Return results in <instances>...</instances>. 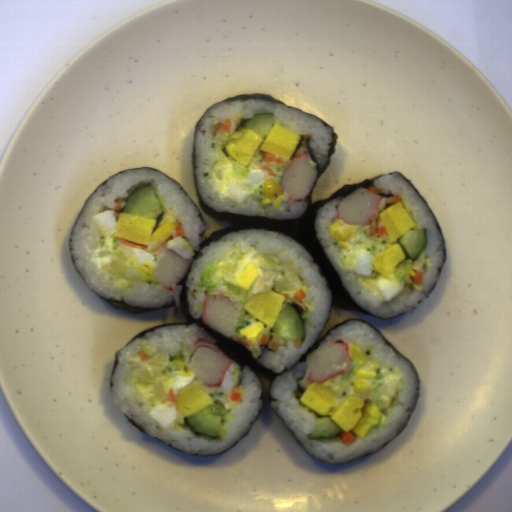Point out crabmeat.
I'll return each instance as SVG.
<instances>
[{
    "label": "crabmeat",
    "mask_w": 512,
    "mask_h": 512,
    "mask_svg": "<svg viewBox=\"0 0 512 512\" xmlns=\"http://www.w3.org/2000/svg\"><path fill=\"white\" fill-rule=\"evenodd\" d=\"M243 306L240 301H232L220 290L217 294L206 293L201 321L215 332H221L231 339L236 334Z\"/></svg>",
    "instance_id": "obj_3"
},
{
    "label": "crabmeat",
    "mask_w": 512,
    "mask_h": 512,
    "mask_svg": "<svg viewBox=\"0 0 512 512\" xmlns=\"http://www.w3.org/2000/svg\"><path fill=\"white\" fill-rule=\"evenodd\" d=\"M350 368V348L346 343L326 341L307 355L305 373L310 382L330 380Z\"/></svg>",
    "instance_id": "obj_2"
},
{
    "label": "crabmeat",
    "mask_w": 512,
    "mask_h": 512,
    "mask_svg": "<svg viewBox=\"0 0 512 512\" xmlns=\"http://www.w3.org/2000/svg\"><path fill=\"white\" fill-rule=\"evenodd\" d=\"M318 171L310 163L308 153L297 156L283 171L279 187L290 202L303 200L312 190Z\"/></svg>",
    "instance_id": "obj_5"
},
{
    "label": "crabmeat",
    "mask_w": 512,
    "mask_h": 512,
    "mask_svg": "<svg viewBox=\"0 0 512 512\" xmlns=\"http://www.w3.org/2000/svg\"><path fill=\"white\" fill-rule=\"evenodd\" d=\"M381 197L367 188L357 187L353 192L343 197L337 207L336 216L346 225L365 227L375 218Z\"/></svg>",
    "instance_id": "obj_4"
},
{
    "label": "crabmeat",
    "mask_w": 512,
    "mask_h": 512,
    "mask_svg": "<svg viewBox=\"0 0 512 512\" xmlns=\"http://www.w3.org/2000/svg\"><path fill=\"white\" fill-rule=\"evenodd\" d=\"M187 363L201 384L220 385L226 377L232 359L229 358L212 339H200L195 342Z\"/></svg>",
    "instance_id": "obj_1"
},
{
    "label": "crabmeat",
    "mask_w": 512,
    "mask_h": 512,
    "mask_svg": "<svg viewBox=\"0 0 512 512\" xmlns=\"http://www.w3.org/2000/svg\"><path fill=\"white\" fill-rule=\"evenodd\" d=\"M153 252L156 267L152 275L155 283L166 291H172L176 294L179 284L190 269L192 257L183 258L164 244Z\"/></svg>",
    "instance_id": "obj_6"
}]
</instances>
